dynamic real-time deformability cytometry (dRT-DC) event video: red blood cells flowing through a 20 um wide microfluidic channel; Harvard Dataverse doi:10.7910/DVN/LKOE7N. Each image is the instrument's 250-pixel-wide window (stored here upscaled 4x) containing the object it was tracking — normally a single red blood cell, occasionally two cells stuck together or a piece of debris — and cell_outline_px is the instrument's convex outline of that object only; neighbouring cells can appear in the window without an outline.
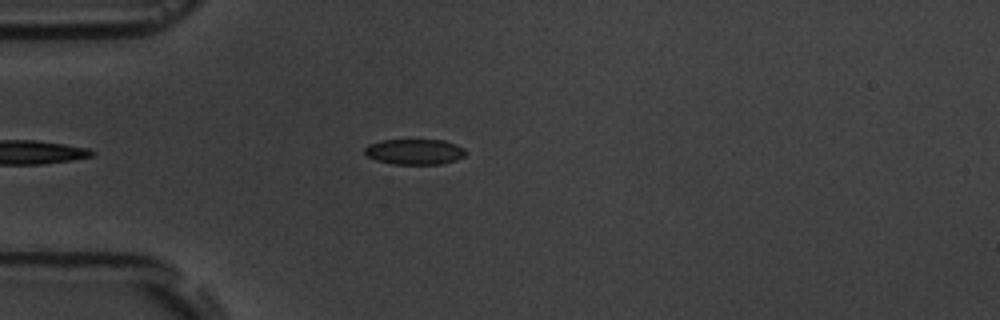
{"species": "common noctule bat (a hibernating species)", "species_latin": "Nyctalus noctula", "temperature_condition": "room temperature", "stored_images_in_passage": 6, "camera_frame_rate_fps": 3000, "um_per_image_px": 0.085, "animal": {"sex": "male", "body_mass_g": 19.5, "forearm_length_mm": 54.6}, "frame": {"image": 1, "passage_image": 6, "time_ms": 5.667, "image_size_px": [1000, 320], "cell_outline_px": [[464, 156], [456, 160], [440, 164], [392, 164], [376, 160], [368, 156], [364, 152], [364, 148], [368, 144], [380, 140], [444, 140], [456, 144], [464, 148]], "centroid_in_image_um": [35.22, 12.89], "position_along_channel_um": 49.8, "area_um2": 15.03}}